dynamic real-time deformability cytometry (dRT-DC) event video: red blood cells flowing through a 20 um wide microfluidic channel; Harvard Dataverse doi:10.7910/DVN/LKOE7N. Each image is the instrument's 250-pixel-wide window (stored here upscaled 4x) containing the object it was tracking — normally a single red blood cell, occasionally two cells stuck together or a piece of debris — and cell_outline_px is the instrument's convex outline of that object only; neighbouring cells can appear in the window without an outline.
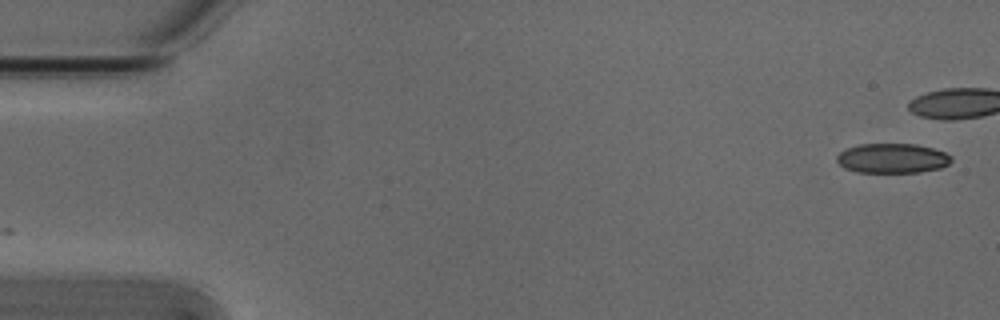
{"species": "Egyptian fruit bat (a non-hibernating species)", "species_latin": "Rousettus aegyptiacus", "temperature_condition": "cold", "stored_images_in_passage": 16, "camera_frame_rate_fps": 3000, "um_per_image_px": 0.085, "animal": {"sex": "male"}, "frame": {"image": 1, "passage_image": 1, "time_ms": 0.0, "image_size_px": [1000, 320], "cell_outline_px": [[952, 160], [948, 164], [940, 168], [920, 172], [856, 172], [844, 168], [836, 160], [836, 156], [840, 152], [848, 148], [860, 144], [916, 144], [932, 148], [944, 152], [952, 156]], "centroid_in_image_um": [75.85, 13.45], "position_along_channel_um": 9.2, "area_um2": 19.77}}